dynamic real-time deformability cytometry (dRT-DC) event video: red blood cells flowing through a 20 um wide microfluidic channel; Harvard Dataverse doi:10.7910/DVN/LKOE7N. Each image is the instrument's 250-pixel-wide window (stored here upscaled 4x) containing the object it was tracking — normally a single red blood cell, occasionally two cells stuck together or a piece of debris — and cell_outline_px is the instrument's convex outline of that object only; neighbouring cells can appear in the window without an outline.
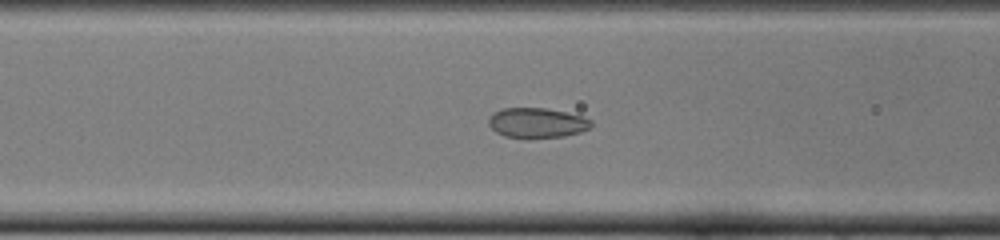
{"species": "common noctule bat (a hibernating species)", "species_latin": "Nyctalus noctula", "temperature_condition": "cold", "stored_images_in_passage": 49, "camera_frame_rate_fps": 3000, "um_per_image_px": 0.085, "animal": {"sex": "female", "body_mass_g": 22.0, "forearm_length_mm": 56.7}, "frame": {"image": 1, "passage_image": 17, "time_ms": 5.333, "image_size_px": [1000, 240], "cell_outline_px": [[592, 128], [580, 132], [564, 136], [528, 140], [504, 136], [496, 132], [488, 124], [488, 116], [492, 112], [500, 108], [544, 108], [584, 116], [592, 120]], "centroid_in_image_um": [45.62, 10.46], "position_along_channel_um": 121.0, "area_um2": 18.55}}
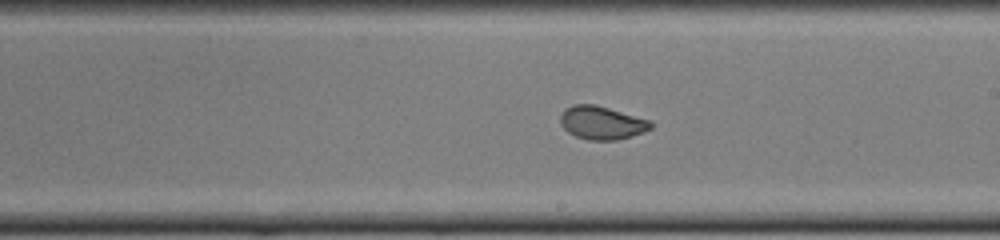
{"frame": {"image": 2, "passage_image": 26, "time_ms": 8.333, "image_size_px": [1000, 240], "cell_outline_px": [[652, 128], [644, 132], [632, 136], [616, 140], [588, 140], [576, 136], [568, 132], [560, 124], [560, 116], [564, 108], [572, 104], [596, 104], [652, 120]], "centroid_in_image_um": [51.16, 10.42], "position_along_channel_um": 237.8, "area_um2": 17.8}}
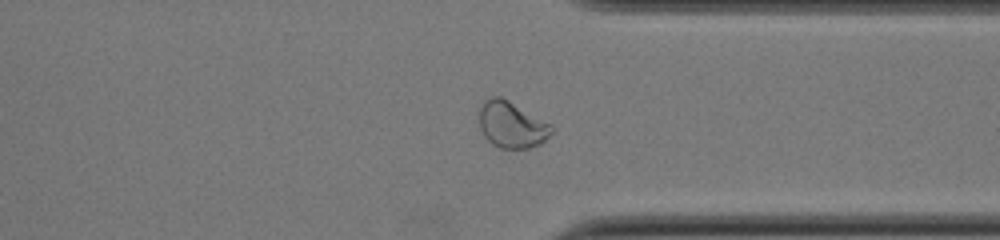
{"frame": {"image": 3, "passage_image": 36, "time_ms": 11.667, "image_size_px": [1000, 240], "cell_outline_px": [[556, 128], [540, 144], [528, 148], [500, 148], [492, 144], [484, 136], [480, 128], [480, 108], [484, 100], [492, 96], [500, 96], [508, 100], [552, 124]], "centroid_in_image_um": [43.51, 10.6], "position_along_channel_um": 367.9, "area_um2": 19.54}, "authors_computed_cell_mechanics": {"area_um2": 19.8254, "velocity_mm_per_s": 3.9072, "shape_relaxation_time_tau1_ms": 4.9598, "shape_relaxation_time_tau2_ms": null, "deformation_change_tau1": 0.1364, "deformation_change_tau2": null}}